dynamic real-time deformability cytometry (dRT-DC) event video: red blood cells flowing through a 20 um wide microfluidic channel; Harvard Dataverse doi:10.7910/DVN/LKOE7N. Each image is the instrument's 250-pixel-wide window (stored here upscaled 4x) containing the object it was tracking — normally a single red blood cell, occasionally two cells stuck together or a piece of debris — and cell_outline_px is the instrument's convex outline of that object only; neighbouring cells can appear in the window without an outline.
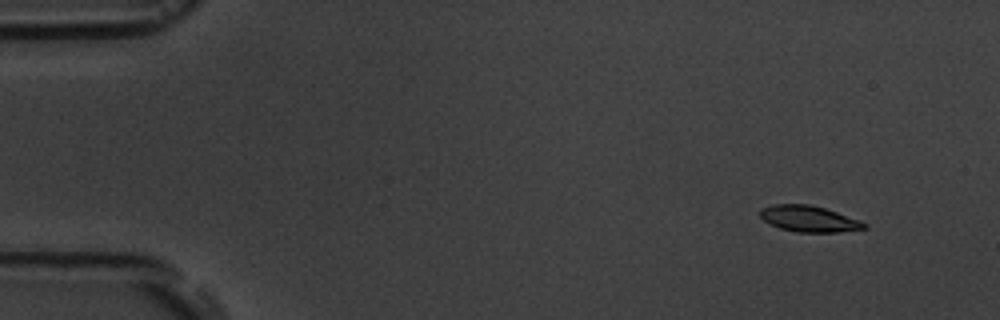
{"species": "common noctule bat (a hibernating species)", "species_latin": "Nyctalus noctula", "temperature_condition": "room temperature", "stored_images_in_passage": 14, "camera_frame_rate_fps": 3000, "um_per_image_px": 0.085, "animal": {"sex": "male", "body_mass_g": 19.5, "forearm_length_mm": 54.6}, "frame": {"image": 1, "passage_image": 1, "time_ms": 0.0, "image_size_px": [1000, 320], "cell_outline_px": [[868, 228], [840, 232], [796, 232], [780, 228], [764, 220], [760, 216], [760, 208], [772, 204], [808, 204], [824, 208], [860, 220], [868, 224]], "centroid_in_image_um": [68.78, 18.6], "position_along_channel_um": 16.2, "area_um2": 15.84}}
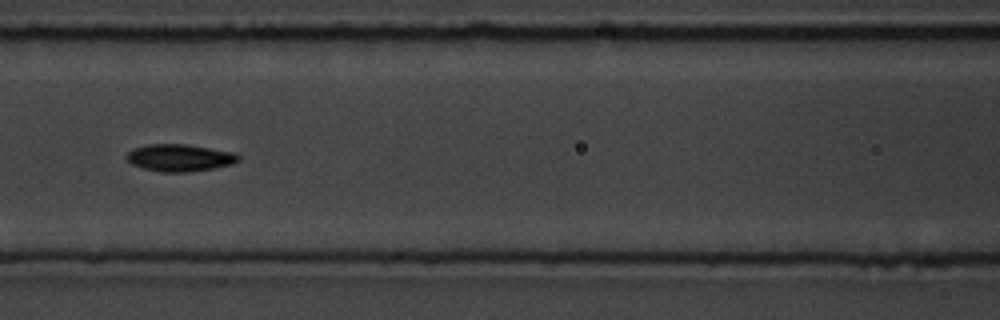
{"frame": {"image": 2, "passage_image": 6, "time_ms": 6.667, "image_size_px": [1000, 320], "cell_outline_px": [[240, 160], [232, 164], [212, 168], [188, 172], [160, 172], [144, 168], [132, 164], [124, 156], [128, 152], [136, 148], [148, 144], [188, 144], [236, 152], [240, 156]], "centroid_in_image_um": [15.31, 13.4], "position_along_channel_um": 151.3, "area_um2": 17.74}}
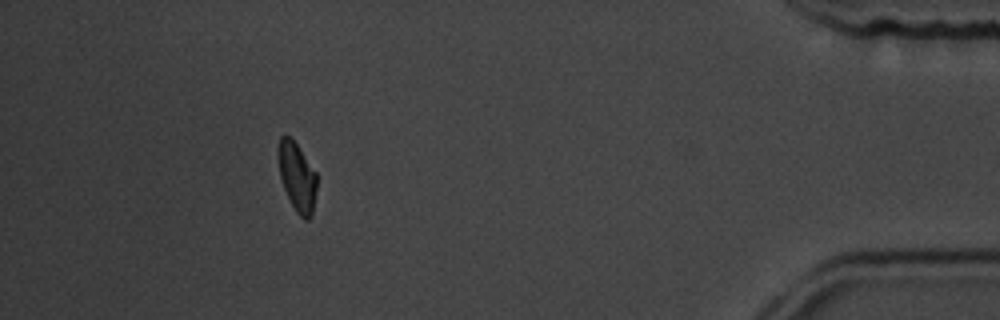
{"frame": {"image": 3, "passage_image": 13, "time_ms": 15.333, "image_size_px": [1000, 320], "cell_outline_px": [[316, 188], [312, 216], [308, 220], [304, 220], [296, 212], [284, 188], [280, 176], [276, 156], [276, 148], [280, 136], [288, 136], [296, 144], [316, 172]], "centroid_in_image_um": [25.22, 15.02], "position_along_channel_um": 410.0, "area_um2": 15.49}, "authors_computed_cell_mechanics": {"area_um2": 16.5597, "velocity_mm_per_s": 3.6399, "shape_relaxation_time_tau1_ms": 4.9469, "shape_relaxation_time_tau2_ms": 6.2033, "deformation_change_tau1": 0.1278, "deformation_change_tau2": 0.1087}}